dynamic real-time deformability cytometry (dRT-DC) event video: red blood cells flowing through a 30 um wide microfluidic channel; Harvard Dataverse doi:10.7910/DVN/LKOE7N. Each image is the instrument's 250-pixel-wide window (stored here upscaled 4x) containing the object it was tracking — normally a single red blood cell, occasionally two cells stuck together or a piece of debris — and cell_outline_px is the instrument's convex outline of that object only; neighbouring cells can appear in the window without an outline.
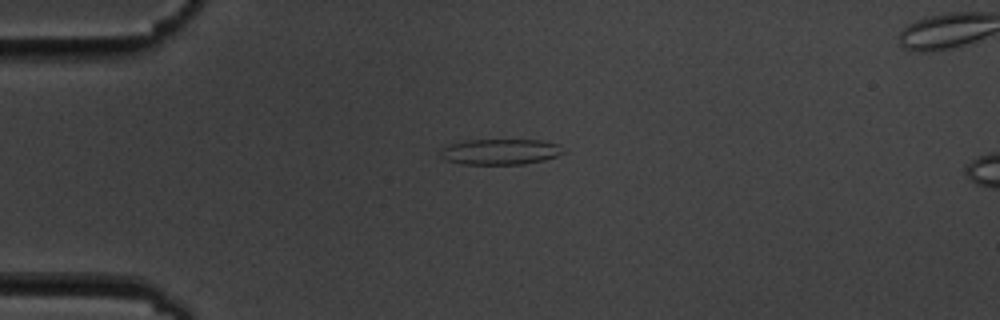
{"species": "common noctule bat (a hibernating species)", "species_latin": "Nyctalus noctula", "temperature_condition": "cold", "stored_images_in_passage": 3, "camera_frame_rate_fps": 3000, "um_per_image_px": 0.085, "animal": {"sex": "male", "body_mass_g": 19.5, "forearm_length_mm": 54.6}, "frame": {"image": 1, "passage_image": 1, "time_ms": 0.0, "image_size_px": [1000, 320], "cell_outline_px": [[564, 152], [556, 156], [544, 160], [524, 164], [460, 164], [444, 160], [440, 156], [440, 152], [444, 148], [452, 144], [468, 140], [540, 140], [556, 144]], "centroid_in_image_um": [42.49, 12.91], "position_along_channel_um": 42.5, "area_um2": 18.15}}